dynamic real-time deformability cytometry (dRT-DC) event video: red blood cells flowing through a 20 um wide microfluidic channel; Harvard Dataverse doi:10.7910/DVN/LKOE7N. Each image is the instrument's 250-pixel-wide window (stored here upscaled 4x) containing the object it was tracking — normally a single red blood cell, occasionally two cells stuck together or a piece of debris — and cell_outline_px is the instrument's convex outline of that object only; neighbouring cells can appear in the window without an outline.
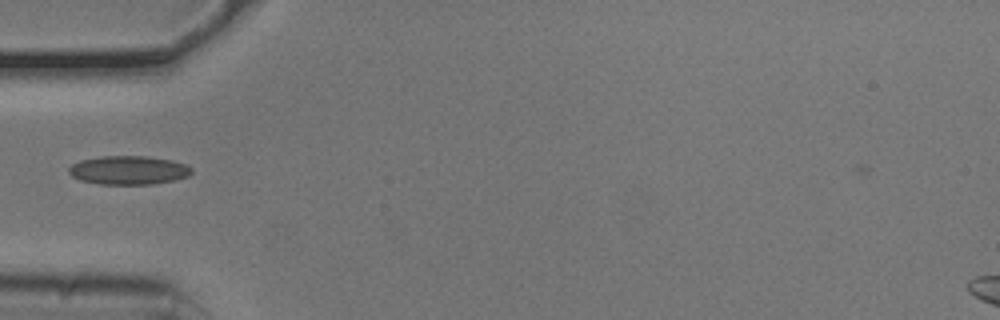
{"species": "common noctule bat (a hibernating species)", "species_latin": "Nyctalus noctula", "temperature_condition": "cold", "stored_images_in_passage": 41, "camera_frame_rate_fps": 3000, "um_per_image_px": 0.085, "animal": {"sex": "male", "body_mass_g": 20.5, "forearm_length_mm": 52.5}, "frame": {"image": 1, "passage_image": 5, "time_ms": 1.333, "image_size_px": [1000, 320], "cell_outline_px": [[192, 172], [188, 176], [172, 180], [152, 184], [100, 184], [80, 180], [72, 176], [68, 172], [68, 168], [72, 164], [80, 160], [100, 156], [148, 156], [172, 160], [184, 164], [192, 168]], "centroid_in_image_um": [10.9, 14.46], "position_along_channel_um": 74.1, "area_um2": 20.52}}
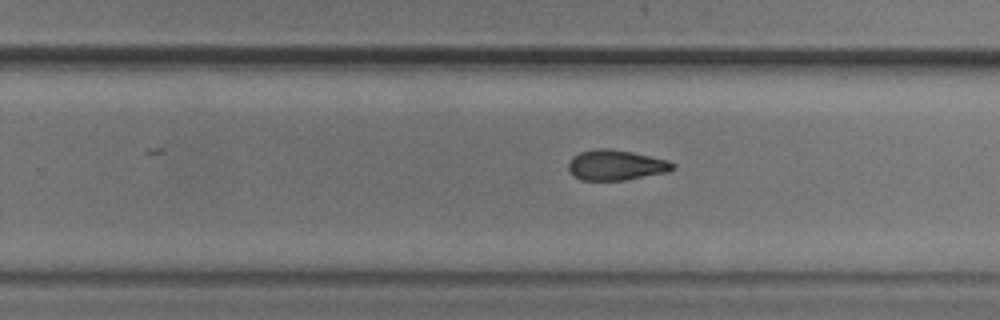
{"frame": {"image": 2, "passage_image": 21, "time_ms": 6.667, "image_size_px": [1000, 320], "cell_outline_px": [[676, 168], [668, 172], [624, 180], [580, 180], [572, 176], [568, 168], [568, 164], [572, 156], [580, 152], [596, 148], [608, 148], [632, 152], [668, 160], [676, 164]], "centroid_in_image_um": [52.35, 14.03], "position_along_channel_um": 277.5, "area_um2": 18.61}}
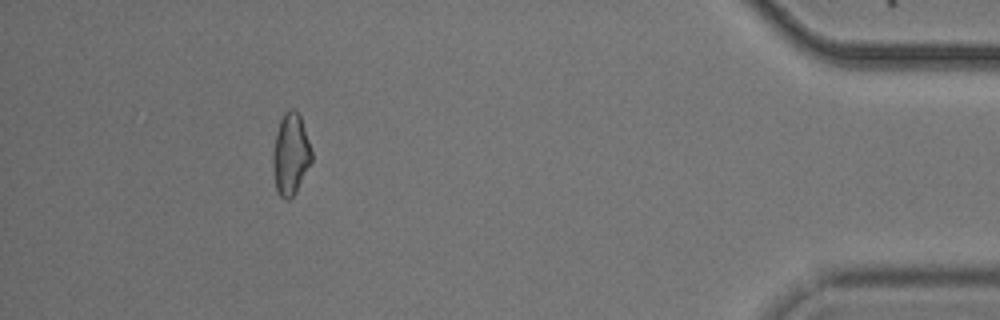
{"frame": {"image": 3, "passage_image": 36, "time_ms": 11.667, "image_size_px": [1000, 320], "cell_outline_px": [[312, 160], [296, 192], [288, 200], [284, 200], [280, 196], [276, 188], [272, 164], [272, 156], [276, 132], [280, 120], [284, 112], [288, 108], [292, 108], [300, 116], [312, 152]], "centroid_in_image_um": [24.69, 13.11], "position_along_channel_um": 410.5, "area_um2": 18.26}, "authors_computed_cell_mechanics": {"area_um2": 18.6116, "velocity_mm_per_s": 3.7926, "shape_relaxation_time_tau1_ms": null, "shape_relaxation_time_tau2_ms": 7.4321, "deformation_change_tau1": null, "deformation_change_tau2": 0.1525}}